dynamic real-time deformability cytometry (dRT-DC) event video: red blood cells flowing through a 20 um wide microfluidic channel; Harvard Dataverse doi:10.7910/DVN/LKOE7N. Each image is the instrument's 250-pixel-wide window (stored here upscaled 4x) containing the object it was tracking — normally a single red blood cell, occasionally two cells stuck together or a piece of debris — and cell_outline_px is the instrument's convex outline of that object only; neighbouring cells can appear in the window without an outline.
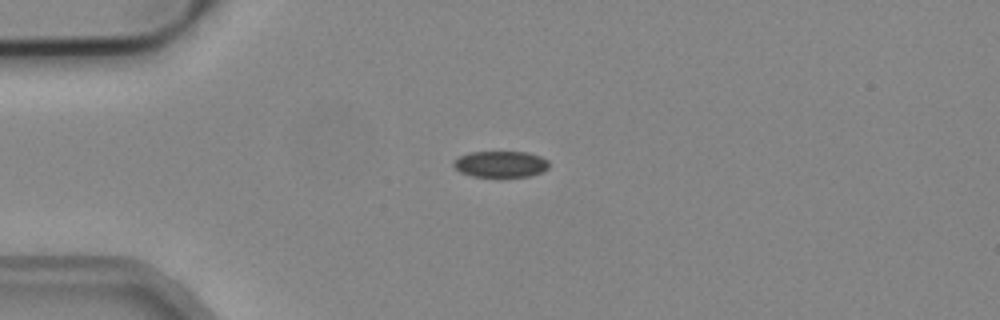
{"species": "common noctule bat (a hibernating species)", "species_latin": "Nyctalus noctula", "temperature_condition": "cold", "stored_images_in_passage": 5, "camera_frame_rate_fps": 3000, "um_per_image_px": 0.085, "animal": {"sex": "male", "body_mass_g": 19.2, "forearm_length_mm": 51.8}, "frame": {"image": 1, "passage_image": 1, "time_ms": 0.0, "image_size_px": [1000, 320], "cell_outline_px": [[548, 168], [532, 176], [500, 180], [472, 176], [460, 172], [452, 164], [452, 160], [468, 152], [528, 152], [540, 156], [548, 160]], "centroid_in_image_um": [42.54, 14.0], "position_along_channel_um": 42.5, "area_um2": 15.43}}
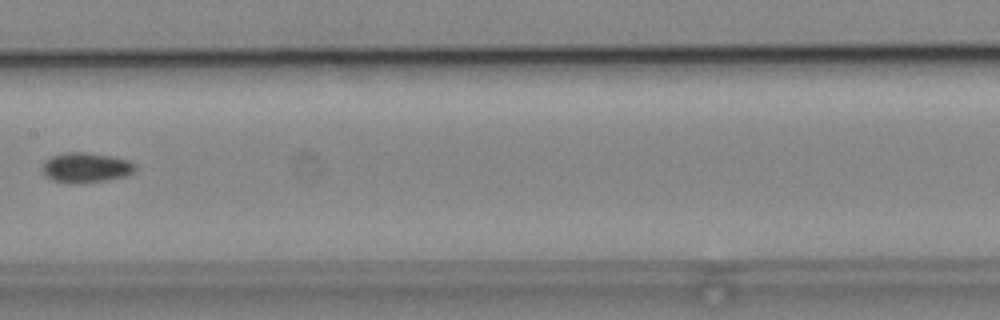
{"frame": {"image": 2, "passage_image": 5, "time_ms": 1.333, "image_size_px": [1000, 320], "cell_outline_px": [[136, 168], [132, 172], [124, 176], [108, 180], [80, 184], [68, 184], [56, 180], [48, 176], [44, 172], [44, 164], [52, 156], [64, 152], [88, 152], [112, 156], [128, 160], [136, 164]], "centroid_in_image_um": [7.36, 14.24], "position_along_channel_um": 200.0, "area_um2": 16.13}}